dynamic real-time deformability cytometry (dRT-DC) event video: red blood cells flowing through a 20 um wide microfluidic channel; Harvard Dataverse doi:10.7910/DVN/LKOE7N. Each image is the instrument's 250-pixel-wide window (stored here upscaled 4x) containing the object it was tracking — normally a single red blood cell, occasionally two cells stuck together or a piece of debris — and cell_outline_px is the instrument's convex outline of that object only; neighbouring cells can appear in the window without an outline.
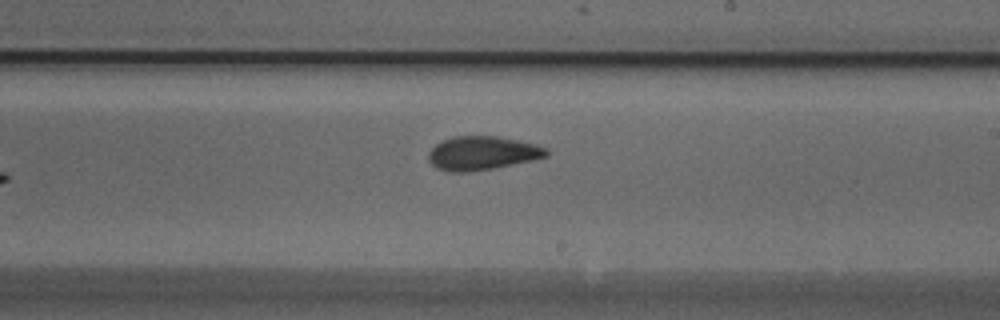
{"species": "Egyptian fruit bat (a non-hibernating species)", "species_latin": "Rousettus aegyptiacus", "temperature_condition": "cold", "stored_images_in_passage": 8, "camera_frame_rate_fps": 3000, "um_per_image_px": 0.085, "animal": {"sex": "male"}, "frame": {"image": 1, "passage_image": 8, "time_ms": 2.333, "image_size_px": [1000, 320], "cell_outline_px": [[548, 156], [536, 160], [492, 168], [468, 172], [448, 172], [436, 168], [428, 160], [428, 152], [436, 144], [444, 140], [456, 136], [496, 136], [536, 144], [548, 148]], "centroid_in_image_um": [41.01, 13.02], "position_along_channel_um": 248.0, "area_um2": 23.24}}